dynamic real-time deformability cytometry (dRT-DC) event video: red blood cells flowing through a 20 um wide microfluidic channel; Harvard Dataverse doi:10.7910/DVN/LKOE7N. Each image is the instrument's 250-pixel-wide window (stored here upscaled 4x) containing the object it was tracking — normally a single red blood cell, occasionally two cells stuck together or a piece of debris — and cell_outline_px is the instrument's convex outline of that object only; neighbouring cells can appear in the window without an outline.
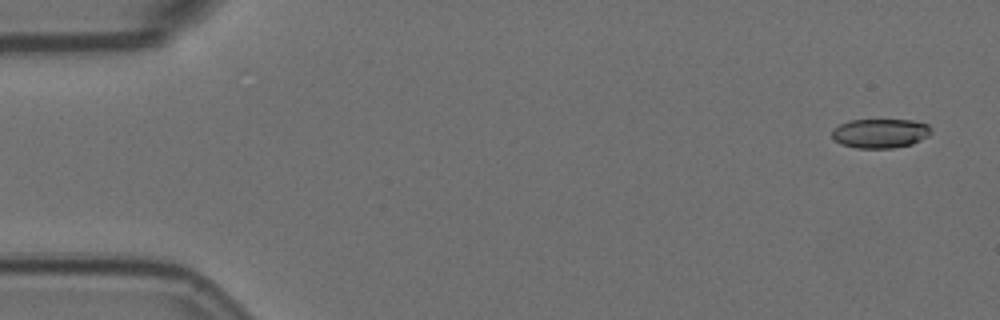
{"species": "Egyptian fruit bat (a non-hibernating species)", "species_latin": "Rousettus aegyptiacus", "temperature_condition": "room temperature", "stored_images_in_passage": 57, "camera_frame_rate_fps": 3000, "um_per_image_px": 0.085, "animal": {"sex": "female"}, "frame": {"image": 1, "passage_image": 3, "time_ms": 0.667, "image_size_px": [1000, 320], "cell_outline_px": [[932, 132], [928, 136], [912, 144], [892, 148], [856, 148], [840, 144], [832, 136], [832, 128], [848, 120], [912, 120], [928, 124], [932, 128]], "centroid_in_image_um": [74.82, 11.33], "position_along_channel_um": 10.2, "area_um2": 17.05}}
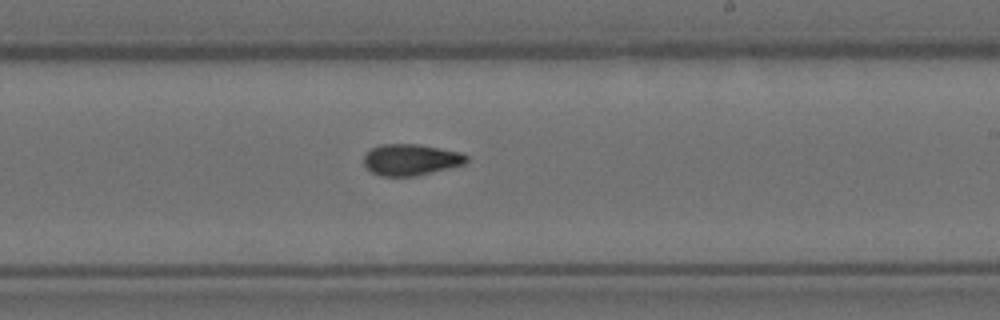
{"frame": {"image": 2, "passage_image": 34, "time_ms": 11.0, "image_size_px": [1000, 320], "cell_outline_px": [[468, 160], [464, 164], [416, 176], [380, 176], [372, 172], [364, 164], [364, 156], [372, 148], [380, 144], [420, 144], [460, 152], [468, 156]], "centroid_in_image_um": [34.92, 13.57], "position_along_channel_um": 254.1, "area_um2": 18.67}}
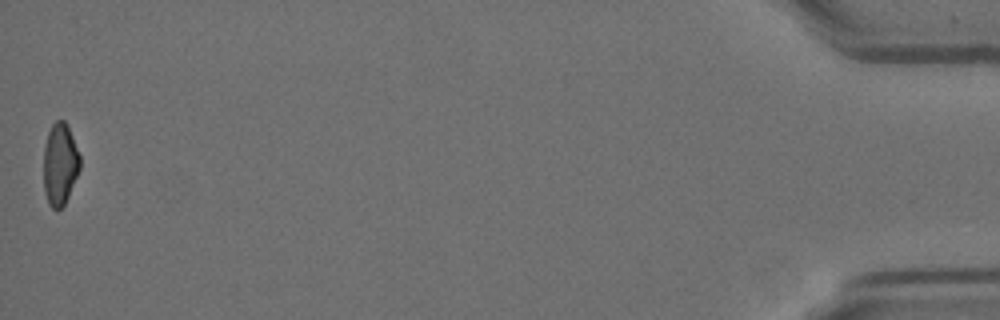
{"frame": {"image": 3, "passage_image": 57, "time_ms": 18.667, "image_size_px": [1000, 320], "cell_outline_px": [[80, 168], [68, 196], [64, 204], [56, 212], [48, 204], [44, 192], [44, 144], [48, 132], [52, 124], [56, 120], [64, 120], [68, 124], [80, 156]], "centroid_in_image_um": [5.09, 13.94], "position_along_channel_um": 430.1, "area_um2": 17.51}, "authors_computed_cell_mechanics": {"area_um2": 18.3804, "velocity_mm_per_s": 3.596, "shape_relaxation_time_tau1_ms": 5.9837, "shape_relaxation_time_tau2_ms": 4.3394, "deformation_change_tau1": 0.1765, "deformation_change_tau2": 0.0994}}